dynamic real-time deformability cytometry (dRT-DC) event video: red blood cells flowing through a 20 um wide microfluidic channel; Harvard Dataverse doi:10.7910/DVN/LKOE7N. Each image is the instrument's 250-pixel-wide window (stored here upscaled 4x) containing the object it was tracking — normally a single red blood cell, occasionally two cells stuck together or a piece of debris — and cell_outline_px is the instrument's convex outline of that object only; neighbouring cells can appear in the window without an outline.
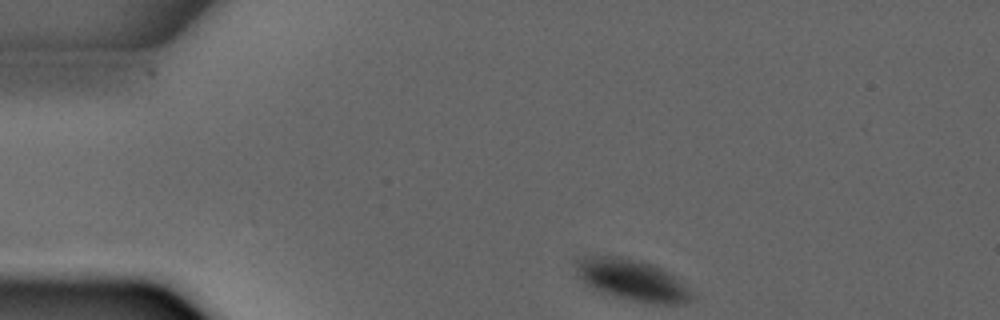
{"species": "common noctule bat (a hibernating species)", "species_latin": "Nyctalus noctula", "temperature_condition": "warm", "stored_images_in_passage": 5, "segment_of_instrument_passage": [2, 2], "camera_frame_rate_fps": 3000, "um_per_image_px": 0.085, "animal": {"sex": "male", "forearm_length_mm": 52.5}, "frame": {"image": 1, "passage_image": 5, "time_ms": 4.667, "image_size_px": [1000, 320], "cell_outline_px": [[696, 300], [684, 304], [656, 304], [632, 300], [592, 292], [584, 288], [572, 264], [576, 256], [616, 256], [640, 260], [652, 264], [668, 272], [692, 292], [696, 296]], "centroid_in_image_um": [53.61, 23.81], "position_along_channel_um": 31.4, "area_um2": 28.96}}